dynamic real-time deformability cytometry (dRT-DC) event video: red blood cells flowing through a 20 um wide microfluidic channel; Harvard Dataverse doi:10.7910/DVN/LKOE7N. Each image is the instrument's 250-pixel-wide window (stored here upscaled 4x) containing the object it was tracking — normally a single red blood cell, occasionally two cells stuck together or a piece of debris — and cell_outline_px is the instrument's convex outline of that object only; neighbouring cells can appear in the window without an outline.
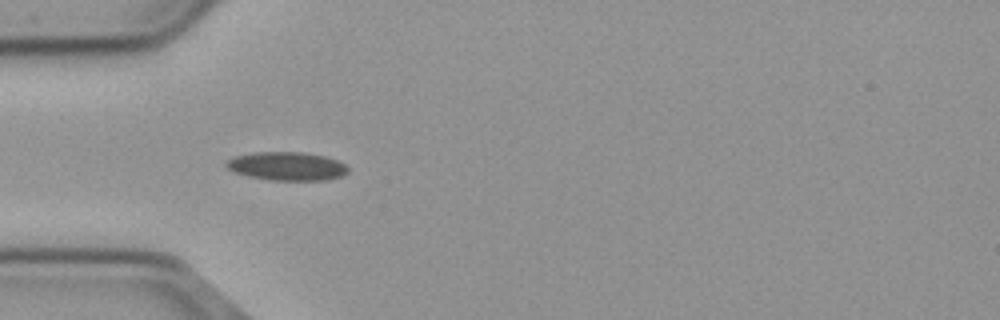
{"species": "common noctule bat (a hibernating species)", "species_latin": "Nyctalus noctula", "temperature_condition": "cold", "stored_images_in_passage": 9, "camera_frame_rate_fps": 3000, "um_per_image_px": 0.085, "animal": {"sex": "male", "body_mass_g": 23.1, "forearm_length_mm": 52.7}, "frame": {"image": 1, "passage_image": 6, "time_ms": 1.667, "image_size_px": [1000, 320], "cell_outline_px": [[348, 172], [340, 176], [328, 180], [268, 180], [248, 176], [236, 172], [228, 168], [224, 164], [228, 160], [236, 156], [252, 152], [304, 152], [324, 156], [336, 160], [344, 164], [348, 168]], "centroid_in_image_um": [24.38, 14.12], "position_along_channel_um": 60.6, "area_um2": 20.11}}
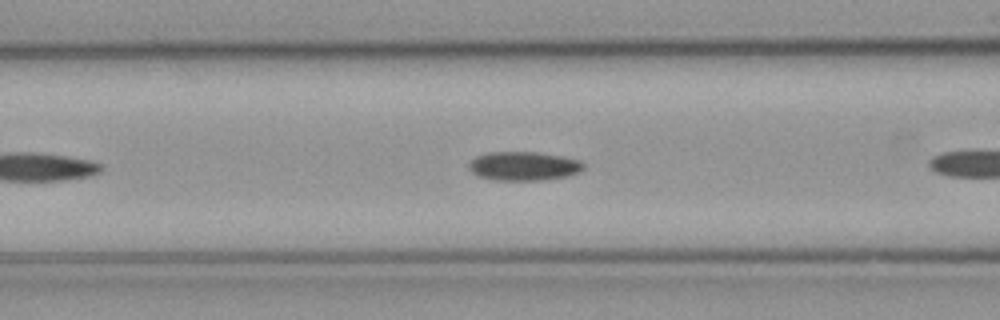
{"frame": {"image": 2, "passage_image": 8, "time_ms": 2.333, "image_size_px": [1000, 320], "cell_outline_px": [[584, 168], [580, 172], [568, 176], [544, 180], [492, 180], [480, 176], [472, 172], [468, 168], [468, 164], [476, 156], [488, 152], [536, 152], [560, 156], [580, 160], [584, 164]], "centroid_in_image_um": [44.52, 14.12], "position_along_channel_um": 122.1, "area_um2": 19.36}}